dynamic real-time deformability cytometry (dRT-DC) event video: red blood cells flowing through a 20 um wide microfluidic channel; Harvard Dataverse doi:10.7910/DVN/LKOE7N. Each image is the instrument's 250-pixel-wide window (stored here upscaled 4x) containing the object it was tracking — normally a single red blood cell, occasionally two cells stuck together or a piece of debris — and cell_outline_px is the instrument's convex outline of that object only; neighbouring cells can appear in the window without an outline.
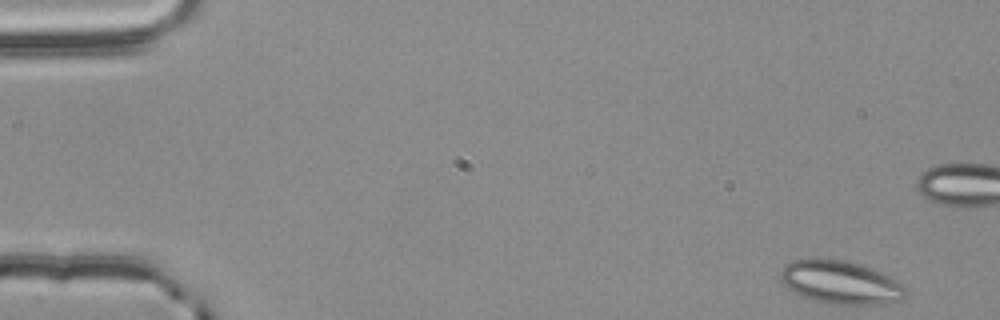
{"species": "common noctule bat (a hibernating species)", "species_latin": "Nyctalus noctula", "temperature_condition": "room temperature", "stored_images_in_passage": 54, "segment_of_instrument_passage": [1, 2], "camera_frame_rate_fps": 3000, "um_per_image_px": 0.085, "animal": {"sex": "male", "body_mass_g": 20.4}, "frame": {"image": 1, "passage_image": 1, "time_ms": 0.0, "image_size_px": [1000, 320], "cell_outline_px": [[908, 292], [900, 300], [880, 304], [832, 304], [812, 300], [800, 296], [788, 288], [780, 280], [780, 272], [784, 264], [792, 260], [812, 256], [844, 260], [872, 268], [904, 284]], "centroid_in_image_um": [71.39, 23.97], "position_along_channel_um": 13.6, "area_um2": 32.02}}